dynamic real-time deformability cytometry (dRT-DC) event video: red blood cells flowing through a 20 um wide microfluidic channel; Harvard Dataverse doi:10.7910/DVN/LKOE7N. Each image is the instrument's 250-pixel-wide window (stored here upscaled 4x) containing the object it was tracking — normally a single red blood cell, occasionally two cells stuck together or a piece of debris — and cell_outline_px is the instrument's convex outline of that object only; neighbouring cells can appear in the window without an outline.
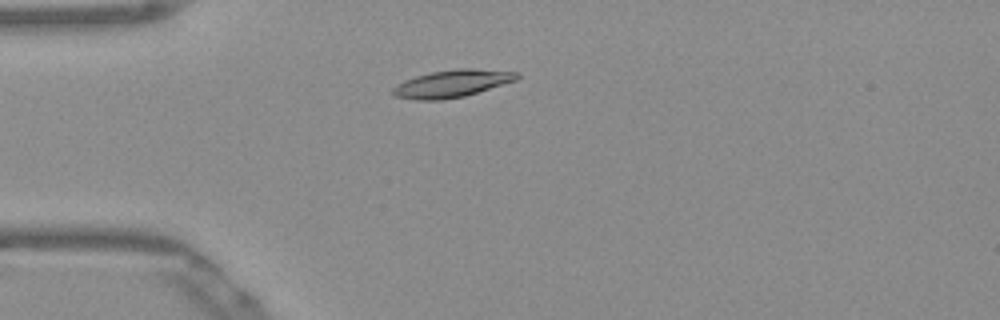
{"species": "Egyptian fruit bat (a non-hibernating species)", "species_latin": "Rousettus aegyptiacus", "temperature_condition": "warm", "stored_images_in_passage": 44, "camera_frame_rate_fps": 3000, "um_per_image_px": 0.085, "frame": {"image": 1, "passage_image": 5, "time_ms": 1.333, "image_size_px": [1000, 320], "cell_outline_px": [[520, 76], [516, 80], [464, 96], [440, 100], [416, 100], [396, 96], [392, 92], [392, 88], [396, 84], [404, 80], [416, 76], [432, 72], [460, 68], [472, 68], [520, 72]], "centroid_in_image_um": [38.42, 7.1], "position_along_channel_um": 46.6, "area_um2": 19.65}}
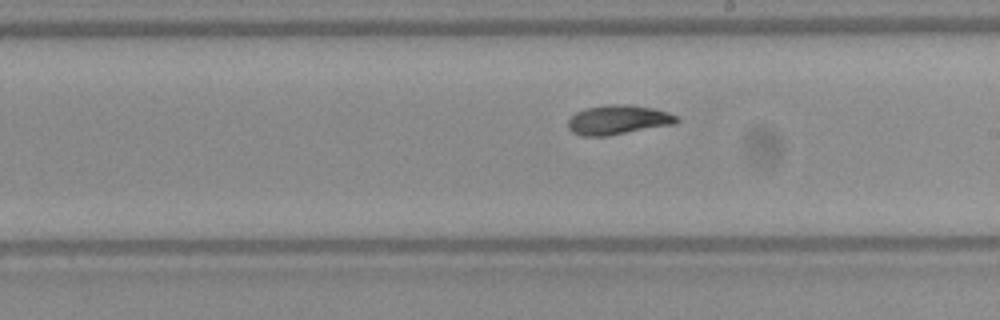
{"frame": {"image": 2, "passage_image": 21, "time_ms": 6.667, "image_size_px": [1000, 320], "cell_outline_px": [[680, 120], [672, 124], [608, 136], [584, 136], [572, 132], [568, 128], [568, 120], [576, 112], [584, 108], [604, 104], [628, 104], [652, 108], [668, 112], [676, 116]], "centroid_in_image_um": [52.49, 10.17], "position_along_channel_um": 236.5, "area_um2": 18.61}}
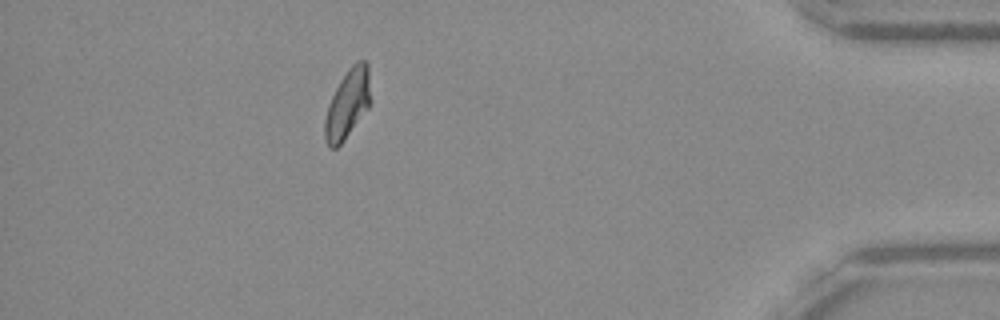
{"frame": {"image": 3, "passage_image": 38, "time_ms": 12.333, "image_size_px": [1000, 320], "cell_outline_px": [[372, 100], [368, 108], [344, 140], [336, 148], [328, 148], [324, 140], [324, 120], [328, 104], [340, 80], [348, 68], [356, 60], [364, 60], [368, 64]], "centroid_in_image_um": [29.55, 8.82], "position_along_channel_um": 405.6, "area_um2": 18.73}, "authors_computed_cell_mechanics": {"area_um2": 18.4093, "velocity_mm_per_s": 3.859, "shape_relaxation_time_tau1_ms": null, "shape_relaxation_time_tau2_ms": 2.3915, "deformation_change_tau1": null, "deformation_change_tau2": 0.0736}}